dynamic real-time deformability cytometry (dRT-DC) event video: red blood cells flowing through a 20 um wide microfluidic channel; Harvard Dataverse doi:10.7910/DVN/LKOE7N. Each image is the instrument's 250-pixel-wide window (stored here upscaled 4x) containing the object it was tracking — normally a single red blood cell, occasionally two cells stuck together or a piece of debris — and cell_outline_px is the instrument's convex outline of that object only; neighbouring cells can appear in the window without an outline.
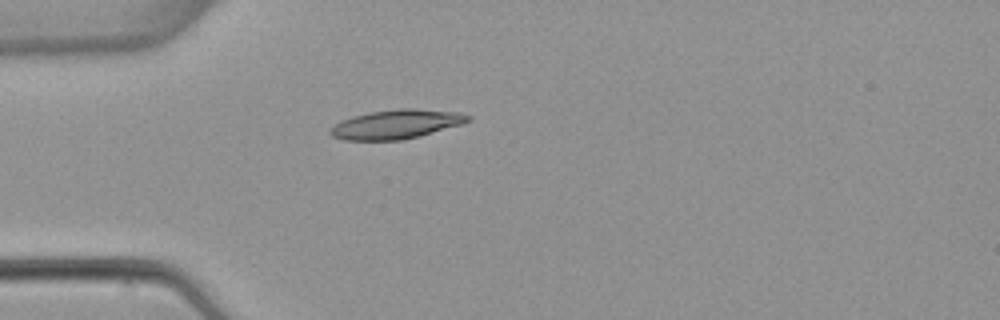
{"species": "common noctule bat (a hibernating species)", "species_latin": "Nyctalus noctula", "temperature_condition": "warm", "stored_images_in_passage": 1, "camera_frame_rate_fps": 3000, "um_per_image_px": 0.085, "animal": {"sex": "female", "body_mass_g": 22.7, "forearm_length_mm": 54.2}, "frame": {"image": 1, "passage_image": 1, "time_ms": 0.0, "image_size_px": [1000, 320], "cell_outline_px": [[472, 120], [460, 124], [420, 136], [400, 140], [344, 140], [332, 136], [328, 132], [328, 128], [340, 120], [352, 116], [368, 112], [400, 108], [412, 108], [460, 112], [472, 116]], "centroid_in_image_um": [33.64, 10.55], "position_along_channel_um": 51.4, "area_um2": 23.58}}